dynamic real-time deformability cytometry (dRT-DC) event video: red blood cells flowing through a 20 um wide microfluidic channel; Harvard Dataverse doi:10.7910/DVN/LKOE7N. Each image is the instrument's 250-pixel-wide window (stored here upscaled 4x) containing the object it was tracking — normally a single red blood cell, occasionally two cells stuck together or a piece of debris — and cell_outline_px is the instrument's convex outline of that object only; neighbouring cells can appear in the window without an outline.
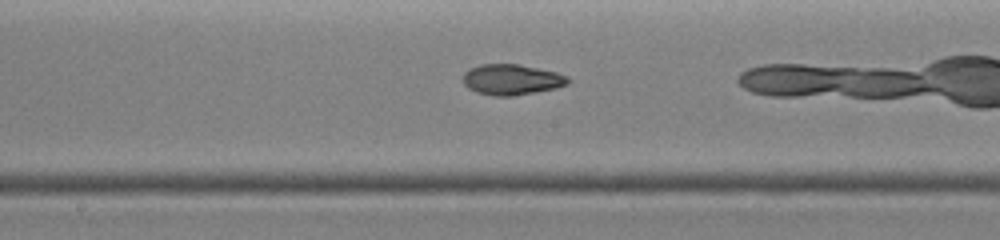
{"species": "common noctule bat (a hibernating species)", "species_latin": "Nyctalus noctula", "temperature_condition": "warm", "stored_images_in_passage": 15, "camera_frame_rate_fps": 3000, "um_per_image_px": 0.085, "animal": {"sex": "female", "body_mass_g": 19.0, "forearm_length_mm": 51.5}, "frame": {"image": 1, "passage_image": 13, "time_ms": 5.0, "image_size_px": [1000, 240], "cell_outline_px": [[572, 80], [568, 84], [556, 88], [508, 96], [492, 96], [476, 92], [468, 88], [464, 84], [464, 72], [468, 68], [480, 64], [520, 64], [556, 72], [568, 76]], "centroid_in_image_um": [43.49, 6.75], "position_along_channel_um": 204.7, "area_um2": 18.79}}